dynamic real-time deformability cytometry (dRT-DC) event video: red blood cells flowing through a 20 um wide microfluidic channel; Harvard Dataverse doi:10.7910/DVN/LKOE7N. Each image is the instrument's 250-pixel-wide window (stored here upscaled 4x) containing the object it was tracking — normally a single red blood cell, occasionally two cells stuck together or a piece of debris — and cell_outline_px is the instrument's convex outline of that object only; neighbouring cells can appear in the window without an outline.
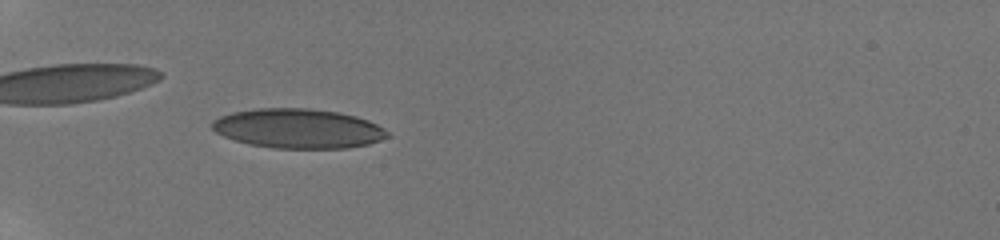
{"species": "human", "species_latin": "Homo sapiens", "temperature_condition": "room temperature", "stored_images_in_passage": 50, "camera_frame_rate_fps": 3000, "um_per_image_px": 0.085, "donor": {"sex": "male"}, "frame": {"image": 1, "passage_image": 14, "time_ms": 4.333, "image_size_px": [1000, 240], "cell_outline_px": [[388, 136], [380, 140], [368, 144], [348, 148], [272, 148], [252, 144], [236, 140], [224, 136], [216, 132], [212, 128], [212, 120], [220, 116], [232, 112], [256, 108], [308, 108], [340, 112], [356, 116], [368, 120], [384, 128], [388, 132]], "centroid_in_image_um": [25.35, 10.91], "position_along_channel_um": 59.7, "area_um2": 40.34}}
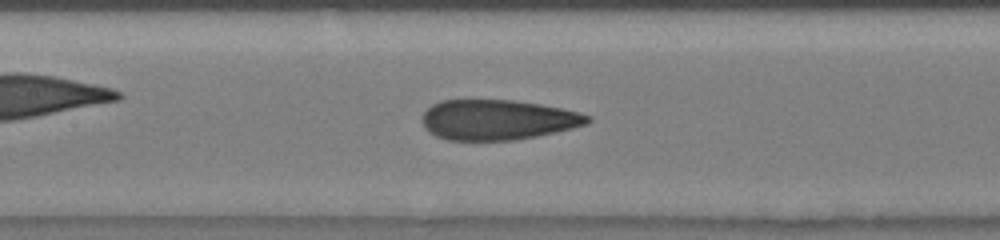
{"frame": {"image": 2, "passage_image": 24, "time_ms": 7.667, "image_size_px": [1000, 240], "cell_outline_px": [[592, 120], [588, 124], [572, 128], [536, 136], [512, 140], [448, 140], [436, 136], [428, 132], [424, 128], [420, 120], [424, 112], [432, 104], [440, 100], [512, 100], [540, 104], [580, 112], [592, 116]], "centroid_in_image_um": [42.28, 10.18], "position_along_channel_um": 165.1, "area_um2": 38.9}}
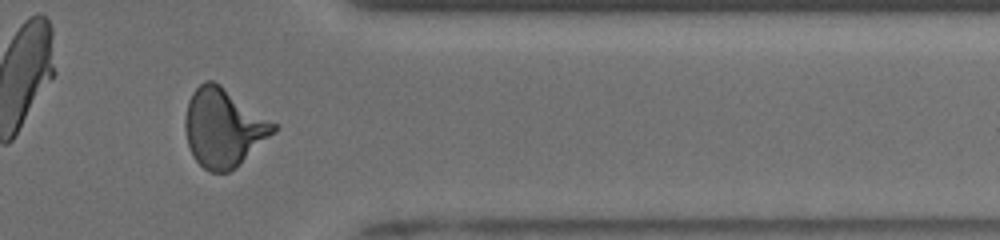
{"frame": {"image": 3, "passage_image": 42, "time_ms": 13.667, "image_size_px": [1000, 240], "cell_outline_px": [[276, 132], [236, 168], [228, 172], [212, 172], [204, 168], [192, 156], [188, 144], [184, 128], [184, 120], [188, 100], [192, 92], [204, 80], [212, 80], [220, 84], [276, 124]], "centroid_in_image_um": [18.98, 10.86], "position_along_channel_um": 392.4, "area_um2": 40.34}, "authors_computed_cell_mechanics": {"area_um2": 38.6971, "velocity_mm_per_s": 3.8712, "shape_relaxation_time_tau1_ms": 5.0915, "shape_relaxation_time_tau2_ms": 0.9125, "deformation_change_tau1": 0.1921, "deformation_change_tau2": 0.0853}}